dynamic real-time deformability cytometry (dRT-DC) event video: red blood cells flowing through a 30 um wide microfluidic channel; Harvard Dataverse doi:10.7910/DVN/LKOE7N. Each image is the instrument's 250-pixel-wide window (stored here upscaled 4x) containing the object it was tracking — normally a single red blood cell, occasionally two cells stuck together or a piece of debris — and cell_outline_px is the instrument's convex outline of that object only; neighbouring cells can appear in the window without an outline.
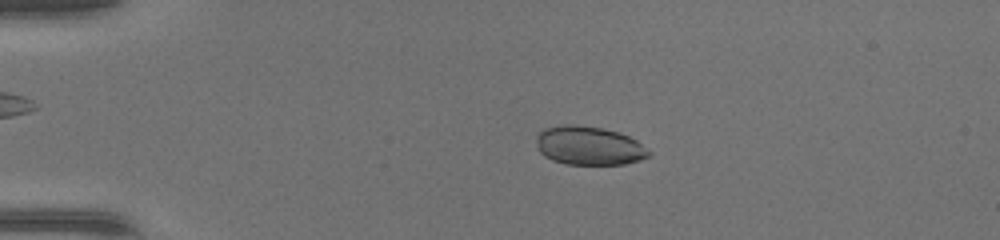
{"species": "common noctule bat (a hibernating species)", "species_latin": "Nyctalus noctula", "temperature_condition": "warm", "stored_images_in_passage": 48, "camera_frame_rate_fps": 3000, "um_per_image_px": 0.085, "animal": {"sex": "female", "body_mass_g": 17.0, "forearm_length_mm": 48.0}, "frame": {"image": 1, "passage_image": 11, "time_ms": 3.333, "image_size_px": [1000, 240], "cell_outline_px": [[652, 156], [640, 160], [624, 164], [564, 164], [552, 160], [544, 156], [540, 152], [536, 144], [536, 136], [544, 128], [564, 124], [572, 124], [600, 128], [616, 132], [628, 136], [636, 140], [652, 152]], "centroid_in_image_um": [50.06, 12.39], "position_along_channel_um": 34.9, "area_um2": 25.43}}
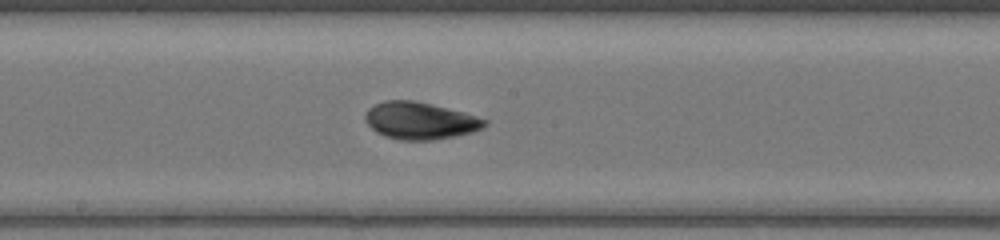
{"frame": {"image": 2, "passage_image": 27, "time_ms": 8.667, "image_size_px": [1000, 240], "cell_outline_px": [[488, 124], [484, 128], [472, 132], [456, 136], [432, 140], [400, 140], [384, 136], [376, 132], [364, 120], [364, 112], [368, 108], [384, 100], [412, 100], [464, 112], [488, 120]], "centroid_in_image_um": [35.7, 10.26], "position_along_channel_um": 212.5, "area_um2": 25.95}}
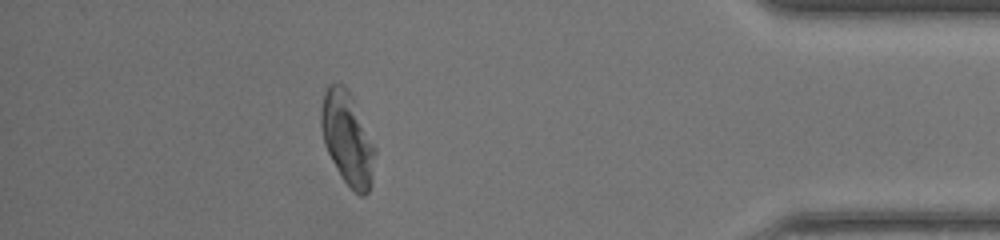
{"frame": {"image": 3, "passage_image": 43, "time_ms": 14.0, "image_size_px": [1000, 240], "cell_outline_px": [[376, 152], [372, 184], [368, 192], [364, 196], [360, 196], [344, 180], [332, 160], [324, 144], [320, 124], [320, 112], [324, 92], [328, 84], [344, 84], [352, 96], [376, 148]], "centroid_in_image_um": [29.54, 11.76], "position_along_channel_um": 405.7, "area_um2": 29.13}, "authors_computed_cell_mechanics": {"area_um2": 25.9811, "velocity_mm_per_s": 4.4137, "shape_relaxation_time_tau1_ms": 2.6953, "shape_relaxation_time_tau2_ms": null, "deformation_change_tau1": 0.0902, "deformation_change_tau2": null}}